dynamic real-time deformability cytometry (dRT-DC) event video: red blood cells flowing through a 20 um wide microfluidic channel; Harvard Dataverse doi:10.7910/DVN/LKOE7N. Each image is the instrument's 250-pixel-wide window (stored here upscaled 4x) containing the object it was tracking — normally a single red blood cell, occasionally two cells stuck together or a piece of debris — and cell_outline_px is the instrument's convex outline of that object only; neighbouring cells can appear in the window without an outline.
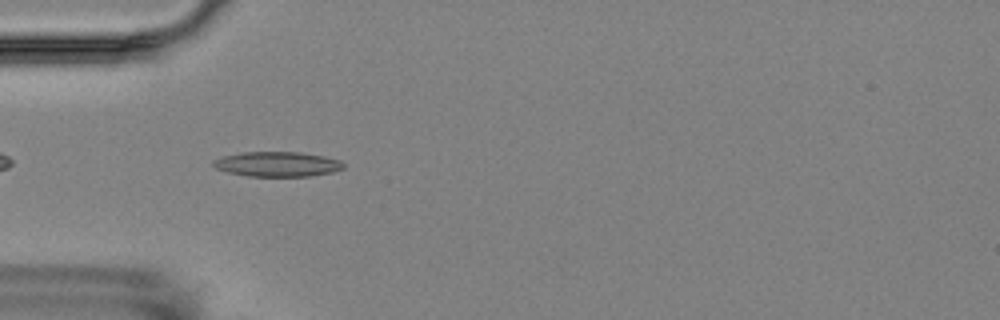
{"species": "Egyptian fruit bat (a non-hibernating species)", "species_latin": "Rousettus aegyptiacus", "temperature_condition": "room temperature", "stored_images_in_passage": 4, "camera_frame_rate_fps": 3000, "um_per_image_px": 0.085, "animal": {"sex": "female"}, "frame": {"image": 1, "passage_image": 4, "time_ms": 3.667, "image_size_px": [1000, 320], "cell_outline_px": [[344, 168], [332, 172], [312, 176], [248, 176], [228, 172], [216, 168], [212, 164], [212, 160], [224, 156], [244, 152], [300, 152], [324, 156], [340, 160], [344, 164]], "centroid_in_image_um": [23.59, 13.95], "position_along_channel_um": 61.4, "area_um2": 18.84}}